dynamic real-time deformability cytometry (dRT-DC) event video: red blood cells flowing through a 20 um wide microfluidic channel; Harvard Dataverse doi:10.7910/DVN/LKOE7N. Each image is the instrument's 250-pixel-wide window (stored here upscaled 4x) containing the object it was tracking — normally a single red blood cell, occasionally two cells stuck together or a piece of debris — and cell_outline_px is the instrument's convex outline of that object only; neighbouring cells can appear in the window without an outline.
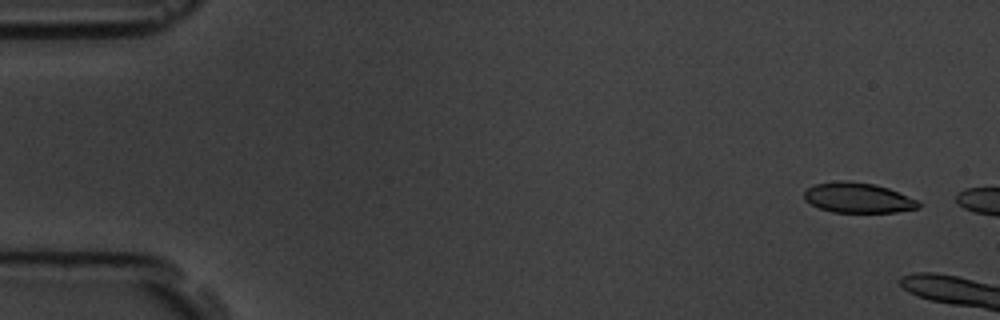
{"species": "common noctule bat (a hibernating species)", "species_latin": "Nyctalus noctula", "temperature_condition": "room temperature", "stored_images_in_passage": 3, "camera_frame_rate_fps": 3000, "um_per_image_px": 0.085, "animal": {"sex": "male", "body_mass_g": 19.5, "forearm_length_mm": 54.6}, "frame": {"image": 1, "passage_image": 1, "time_ms": 0.0, "image_size_px": [1000, 320], "cell_outline_px": [[920, 208], [896, 212], [832, 212], [820, 208], [804, 200], [804, 192], [808, 188], [816, 184], [840, 180], [848, 180], [876, 184], [888, 188], [920, 200]], "centroid_in_image_um": [72.97, 16.81], "position_along_channel_um": 12.0, "area_um2": 20.23}}